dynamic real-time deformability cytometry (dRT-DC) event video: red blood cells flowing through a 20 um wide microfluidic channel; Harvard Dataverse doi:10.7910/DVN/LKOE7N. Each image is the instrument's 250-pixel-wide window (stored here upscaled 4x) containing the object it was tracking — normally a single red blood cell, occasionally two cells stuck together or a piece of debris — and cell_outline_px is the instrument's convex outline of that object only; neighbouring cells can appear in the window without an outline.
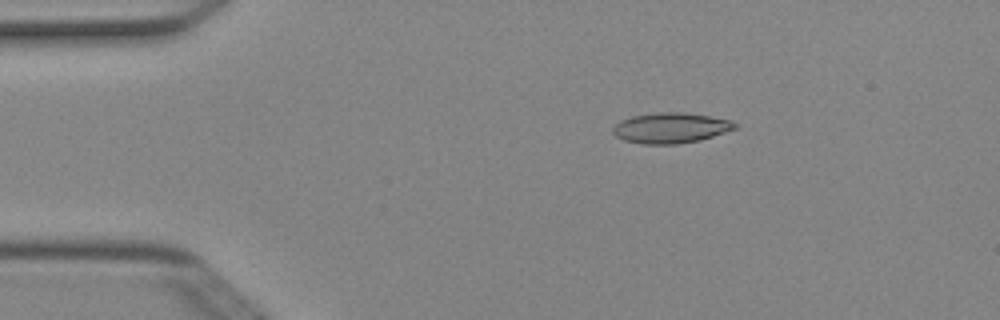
{"species": "Egyptian fruit bat (a non-hibernating species)", "species_latin": "Rousettus aegyptiacus", "temperature_condition": "cold", "stored_images_in_passage": 4, "camera_frame_rate_fps": 3000, "um_per_image_px": 0.085, "animal": {"sex": "female"}, "frame": {"image": 1, "passage_image": 2, "time_ms": 0.333, "image_size_px": [1000, 320], "cell_outline_px": [[736, 128], [700, 140], [676, 144], [644, 144], [624, 140], [616, 136], [612, 132], [612, 128], [620, 120], [632, 116], [660, 112], [680, 112], [712, 116], [732, 120], [736, 124]], "centroid_in_image_um": [57.0, 10.87], "position_along_channel_um": 28.0, "area_um2": 21.56}}
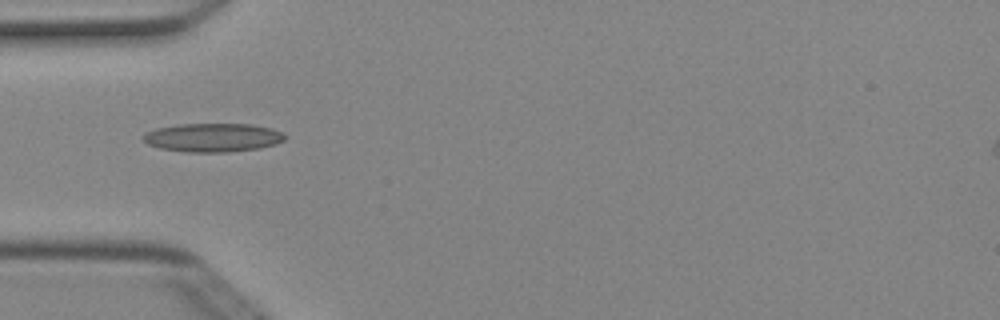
{"frame": {"image": 2, "passage_image": 4, "time_ms": 1.0, "image_size_px": [1000, 320], "cell_outline_px": [[288, 136], [284, 140], [276, 144], [260, 148], [228, 152], [184, 152], [160, 148], [148, 144], [140, 136], [144, 132], [156, 128], [176, 124], [252, 124], [272, 128]], "centroid_in_image_um": [18.07, 11.69], "position_along_channel_um": 66.9, "area_um2": 23.93}}